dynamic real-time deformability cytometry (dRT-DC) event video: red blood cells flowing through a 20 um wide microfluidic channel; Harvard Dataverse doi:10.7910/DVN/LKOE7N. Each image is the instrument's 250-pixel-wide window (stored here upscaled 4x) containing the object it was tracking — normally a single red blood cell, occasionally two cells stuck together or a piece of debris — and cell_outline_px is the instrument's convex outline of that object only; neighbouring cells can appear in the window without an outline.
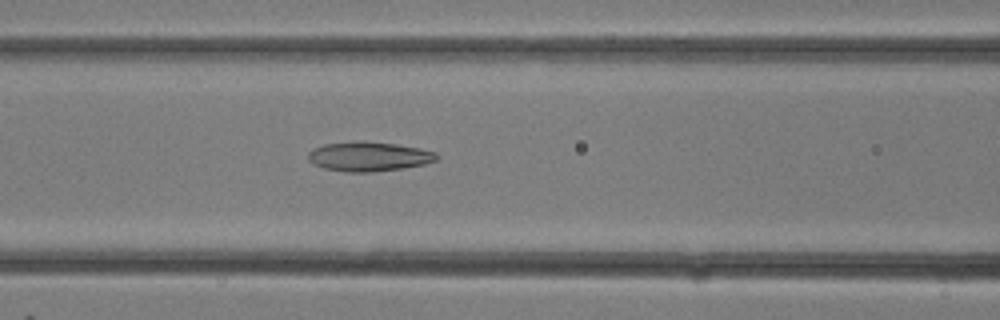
{"species": "common noctule bat (a hibernating species)", "species_latin": "Nyctalus noctula", "temperature_condition": "room temperature", "stored_images_in_passage": 14, "camera_frame_rate_fps": 3000, "um_per_image_px": 0.085, "animal": {"sex": "female"}, "frame": {"image": 1, "passage_image": 12, "time_ms": 3.667, "image_size_px": [1000, 320], "cell_outline_px": [[440, 156], [436, 160], [424, 164], [404, 168], [372, 172], [348, 172], [324, 168], [312, 164], [308, 160], [308, 152], [312, 148], [324, 144], [396, 144], [420, 148], [436, 152]], "centroid_in_image_um": [31.37, 13.35], "position_along_channel_um": 135.2, "area_um2": 21.27}}
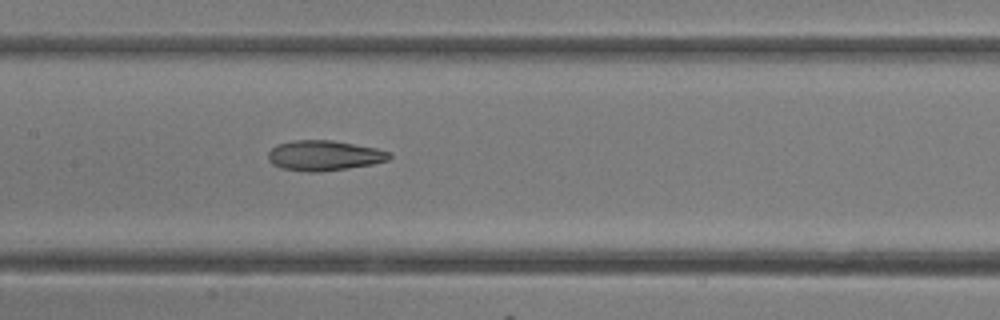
{"frame": {"image": 2, "passage_image": 14, "time_ms": 4.333, "image_size_px": [1000, 320], "cell_outline_px": [[392, 156], [388, 160], [372, 164], [348, 168], [316, 172], [308, 172], [280, 168], [272, 164], [268, 160], [268, 152], [276, 144], [292, 140], [332, 140], [376, 148], [392, 152]], "centroid_in_image_um": [27.53, 13.21], "position_along_channel_um": 179.9, "area_um2": 21.44}}